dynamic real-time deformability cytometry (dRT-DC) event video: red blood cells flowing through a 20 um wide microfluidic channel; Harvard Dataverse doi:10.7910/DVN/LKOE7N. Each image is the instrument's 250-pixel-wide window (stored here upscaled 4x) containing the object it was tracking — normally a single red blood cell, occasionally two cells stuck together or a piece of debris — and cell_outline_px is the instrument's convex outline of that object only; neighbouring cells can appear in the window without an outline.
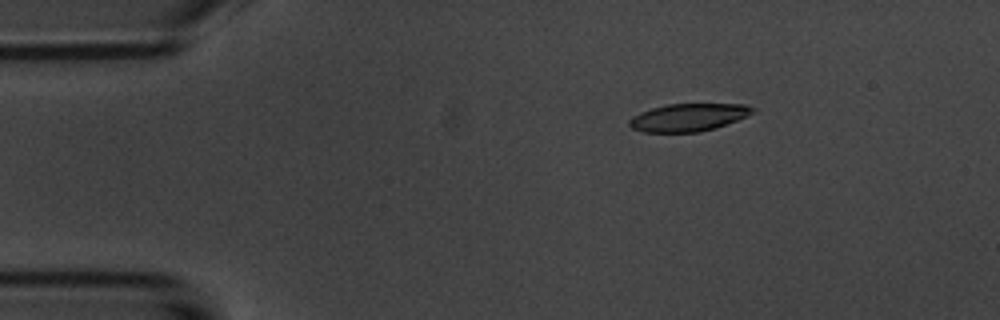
{"species": "common noctule bat (a hibernating species)", "species_latin": "Nyctalus noctula", "temperature_condition": "room temperature", "stored_images_in_passage": 5, "camera_frame_rate_fps": 3000, "um_per_image_px": 0.085, "animal": {"sex": "male", "body_mass_g": 20.1, "forearm_length_mm": 53.5}, "frame": {"image": 1, "passage_image": 3, "time_ms": 2.333, "image_size_px": [1000, 320], "cell_outline_px": [[756, 112], [748, 116], [716, 128], [700, 132], [640, 132], [632, 128], [628, 124], [628, 120], [632, 116], [640, 112], [652, 108], [668, 104], [748, 104], [756, 108]], "centroid_in_image_um": [58.54, 9.98], "position_along_channel_um": 26.5, "area_um2": 20.17}}